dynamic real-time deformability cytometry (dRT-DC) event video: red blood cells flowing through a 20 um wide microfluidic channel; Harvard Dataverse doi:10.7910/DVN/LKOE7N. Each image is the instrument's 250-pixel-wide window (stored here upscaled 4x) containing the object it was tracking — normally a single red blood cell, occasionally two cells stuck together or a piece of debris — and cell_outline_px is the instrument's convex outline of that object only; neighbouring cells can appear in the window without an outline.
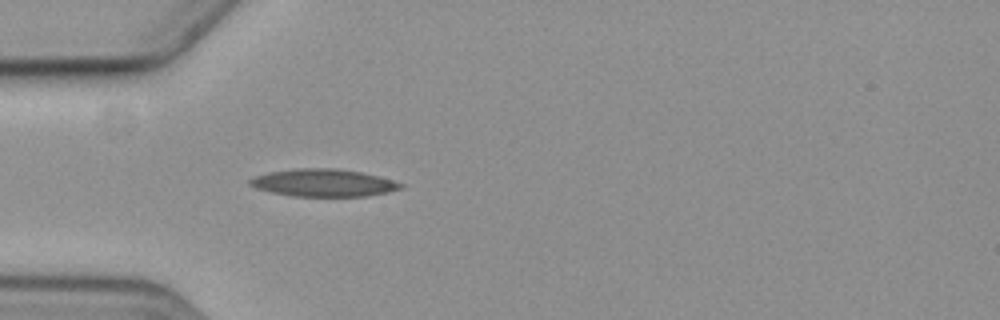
{"species": "common noctule bat (a hibernating species)", "species_latin": "Nyctalus noctula", "temperature_condition": "cold", "stored_images_in_passage": 5, "camera_frame_rate_fps": 3000, "um_per_image_px": 0.085, "animal": {"sex": "female", "body_mass_g": 19.3, "forearm_length_mm": 54.1}, "frame": {"image": 1, "passage_image": 5, "time_ms": 5.333, "image_size_px": [1000, 320], "cell_outline_px": [[408, 184], [404, 188], [388, 192], [368, 196], [292, 196], [272, 192], [256, 188], [248, 184], [248, 180], [256, 176], [268, 172], [296, 168], [336, 168], [360, 172]], "centroid_in_image_um": [27.52, 15.54], "position_along_channel_um": 57.5, "area_um2": 24.22}}